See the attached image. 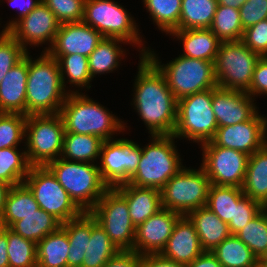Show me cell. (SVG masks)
Masks as SVG:
<instances>
[{"instance_id":"cell-37","label":"cell","mask_w":267,"mask_h":267,"mask_svg":"<svg viewBox=\"0 0 267 267\" xmlns=\"http://www.w3.org/2000/svg\"><path fill=\"white\" fill-rule=\"evenodd\" d=\"M31 165L26 151L20 152L18 147L0 149V180L15 186L22 184L29 173Z\"/></svg>"},{"instance_id":"cell-41","label":"cell","mask_w":267,"mask_h":267,"mask_svg":"<svg viewBox=\"0 0 267 267\" xmlns=\"http://www.w3.org/2000/svg\"><path fill=\"white\" fill-rule=\"evenodd\" d=\"M9 267H37V244L7 227Z\"/></svg>"},{"instance_id":"cell-13","label":"cell","mask_w":267,"mask_h":267,"mask_svg":"<svg viewBox=\"0 0 267 267\" xmlns=\"http://www.w3.org/2000/svg\"><path fill=\"white\" fill-rule=\"evenodd\" d=\"M23 183L33 193L39 207L61 223L75 219L83 213L47 166H31Z\"/></svg>"},{"instance_id":"cell-16","label":"cell","mask_w":267,"mask_h":267,"mask_svg":"<svg viewBox=\"0 0 267 267\" xmlns=\"http://www.w3.org/2000/svg\"><path fill=\"white\" fill-rule=\"evenodd\" d=\"M211 141L216 146L234 149L251 156L267 143V118L257 112L247 121L218 127Z\"/></svg>"},{"instance_id":"cell-19","label":"cell","mask_w":267,"mask_h":267,"mask_svg":"<svg viewBox=\"0 0 267 267\" xmlns=\"http://www.w3.org/2000/svg\"><path fill=\"white\" fill-rule=\"evenodd\" d=\"M253 99L247 92L212 88V109L218 127L251 119L258 112Z\"/></svg>"},{"instance_id":"cell-36","label":"cell","mask_w":267,"mask_h":267,"mask_svg":"<svg viewBox=\"0 0 267 267\" xmlns=\"http://www.w3.org/2000/svg\"><path fill=\"white\" fill-rule=\"evenodd\" d=\"M211 252L223 267H253L258 259L236 235L227 237Z\"/></svg>"},{"instance_id":"cell-14","label":"cell","mask_w":267,"mask_h":267,"mask_svg":"<svg viewBox=\"0 0 267 267\" xmlns=\"http://www.w3.org/2000/svg\"><path fill=\"white\" fill-rule=\"evenodd\" d=\"M141 147L129 139H112L103 142L98 169L101 179L109 187L128 183L137 171Z\"/></svg>"},{"instance_id":"cell-22","label":"cell","mask_w":267,"mask_h":267,"mask_svg":"<svg viewBox=\"0 0 267 267\" xmlns=\"http://www.w3.org/2000/svg\"><path fill=\"white\" fill-rule=\"evenodd\" d=\"M28 79V52L12 67L0 82V113L26 115V84Z\"/></svg>"},{"instance_id":"cell-48","label":"cell","mask_w":267,"mask_h":267,"mask_svg":"<svg viewBox=\"0 0 267 267\" xmlns=\"http://www.w3.org/2000/svg\"><path fill=\"white\" fill-rule=\"evenodd\" d=\"M243 29L267 19V0H247L240 8Z\"/></svg>"},{"instance_id":"cell-3","label":"cell","mask_w":267,"mask_h":267,"mask_svg":"<svg viewBox=\"0 0 267 267\" xmlns=\"http://www.w3.org/2000/svg\"><path fill=\"white\" fill-rule=\"evenodd\" d=\"M68 92L59 112L65 133L95 135L106 141L114 139L112 136L117 132L125 131L124 122L104 106L79 90Z\"/></svg>"},{"instance_id":"cell-29","label":"cell","mask_w":267,"mask_h":267,"mask_svg":"<svg viewBox=\"0 0 267 267\" xmlns=\"http://www.w3.org/2000/svg\"><path fill=\"white\" fill-rule=\"evenodd\" d=\"M104 140L95 135L64 133L61 158L68 161L95 163L100 158Z\"/></svg>"},{"instance_id":"cell-47","label":"cell","mask_w":267,"mask_h":267,"mask_svg":"<svg viewBox=\"0 0 267 267\" xmlns=\"http://www.w3.org/2000/svg\"><path fill=\"white\" fill-rule=\"evenodd\" d=\"M241 41L252 52L267 56V19L245 29Z\"/></svg>"},{"instance_id":"cell-58","label":"cell","mask_w":267,"mask_h":267,"mask_svg":"<svg viewBox=\"0 0 267 267\" xmlns=\"http://www.w3.org/2000/svg\"><path fill=\"white\" fill-rule=\"evenodd\" d=\"M260 260H262L264 263L267 264V250H266V252L261 256Z\"/></svg>"},{"instance_id":"cell-52","label":"cell","mask_w":267,"mask_h":267,"mask_svg":"<svg viewBox=\"0 0 267 267\" xmlns=\"http://www.w3.org/2000/svg\"><path fill=\"white\" fill-rule=\"evenodd\" d=\"M140 267H185V265L165 258L159 253L141 255Z\"/></svg>"},{"instance_id":"cell-54","label":"cell","mask_w":267,"mask_h":267,"mask_svg":"<svg viewBox=\"0 0 267 267\" xmlns=\"http://www.w3.org/2000/svg\"><path fill=\"white\" fill-rule=\"evenodd\" d=\"M7 227L0 228V267H9Z\"/></svg>"},{"instance_id":"cell-45","label":"cell","mask_w":267,"mask_h":267,"mask_svg":"<svg viewBox=\"0 0 267 267\" xmlns=\"http://www.w3.org/2000/svg\"><path fill=\"white\" fill-rule=\"evenodd\" d=\"M42 2L61 24L83 20L85 0H42Z\"/></svg>"},{"instance_id":"cell-24","label":"cell","mask_w":267,"mask_h":267,"mask_svg":"<svg viewBox=\"0 0 267 267\" xmlns=\"http://www.w3.org/2000/svg\"><path fill=\"white\" fill-rule=\"evenodd\" d=\"M186 216L194 224L204 251H212L223 240L232 235L228 224L206 206L192 210Z\"/></svg>"},{"instance_id":"cell-2","label":"cell","mask_w":267,"mask_h":267,"mask_svg":"<svg viewBox=\"0 0 267 267\" xmlns=\"http://www.w3.org/2000/svg\"><path fill=\"white\" fill-rule=\"evenodd\" d=\"M29 54L26 116L58 114L69 94L63 87L58 61L44 51L36 60Z\"/></svg>"},{"instance_id":"cell-8","label":"cell","mask_w":267,"mask_h":267,"mask_svg":"<svg viewBox=\"0 0 267 267\" xmlns=\"http://www.w3.org/2000/svg\"><path fill=\"white\" fill-rule=\"evenodd\" d=\"M218 124L212 109V89L186 96L177 101V121L173 137L190 141L209 142Z\"/></svg>"},{"instance_id":"cell-10","label":"cell","mask_w":267,"mask_h":267,"mask_svg":"<svg viewBox=\"0 0 267 267\" xmlns=\"http://www.w3.org/2000/svg\"><path fill=\"white\" fill-rule=\"evenodd\" d=\"M260 57L242 41L221 42L214 61L218 87L247 92Z\"/></svg>"},{"instance_id":"cell-35","label":"cell","mask_w":267,"mask_h":267,"mask_svg":"<svg viewBox=\"0 0 267 267\" xmlns=\"http://www.w3.org/2000/svg\"><path fill=\"white\" fill-rule=\"evenodd\" d=\"M243 196L242 188L211 184L206 207L223 222L229 224L231 220H235V206Z\"/></svg>"},{"instance_id":"cell-31","label":"cell","mask_w":267,"mask_h":267,"mask_svg":"<svg viewBox=\"0 0 267 267\" xmlns=\"http://www.w3.org/2000/svg\"><path fill=\"white\" fill-rule=\"evenodd\" d=\"M121 42L128 44L125 40L108 37H103L98 43L88 57L89 72L92 79L97 74L110 73L117 69L119 61H122L121 59L125 55V50L121 48L122 45H119L122 44Z\"/></svg>"},{"instance_id":"cell-18","label":"cell","mask_w":267,"mask_h":267,"mask_svg":"<svg viewBox=\"0 0 267 267\" xmlns=\"http://www.w3.org/2000/svg\"><path fill=\"white\" fill-rule=\"evenodd\" d=\"M182 215L162 208L136 227L133 251L139 255L159 254Z\"/></svg>"},{"instance_id":"cell-40","label":"cell","mask_w":267,"mask_h":267,"mask_svg":"<svg viewBox=\"0 0 267 267\" xmlns=\"http://www.w3.org/2000/svg\"><path fill=\"white\" fill-rule=\"evenodd\" d=\"M209 29L222 42L241 41L244 29L240 20L239 9L217 5L214 19Z\"/></svg>"},{"instance_id":"cell-6","label":"cell","mask_w":267,"mask_h":267,"mask_svg":"<svg viewBox=\"0 0 267 267\" xmlns=\"http://www.w3.org/2000/svg\"><path fill=\"white\" fill-rule=\"evenodd\" d=\"M151 138L152 142L141 148L137 171L128 184L161 190L184 165L172 134L151 135Z\"/></svg>"},{"instance_id":"cell-11","label":"cell","mask_w":267,"mask_h":267,"mask_svg":"<svg viewBox=\"0 0 267 267\" xmlns=\"http://www.w3.org/2000/svg\"><path fill=\"white\" fill-rule=\"evenodd\" d=\"M103 37L119 38L143 47L134 17L113 0H85L82 20Z\"/></svg>"},{"instance_id":"cell-5","label":"cell","mask_w":267,"mask_h":267,"mask_svg":"<svg viewBox=\"0 0 267 267\" xmlns=\"http://www.w3.org/2000/svg\"><path fill=\"white\" fill-rule=\"evenodd\" d=\"M82 212H90L109 188L97 164L68 161L61 157L46 165Z\"/></svg>"},{"instance_id":"cell-50","label":"cell","mask_w":267,"mask_h":267,"mask_svg":"<svg viewBox=\"0 0 267 267\" xmlns=\"http://www.w3.org/2000/svg\"><path fill=\"white\" fill-rule=\"evenodd\" d=\"M141 255L135 251H119L103 267H140Z\"/></svg>"},{"instance_id":"cell-49","label":"cell","mask_w":267,"mask_h":267,"mask_svg":"<svg viewBox=\"0 0 267 267\" xmlns=\"http://www.w3.org/2000/svg\"><path fill=\"white\" fill-rule=\"evenodd\" d=\"M247 93L251 97L267 95V56L260 57L258 60Z\"/></svg>"},{"instance_id":"cell-27","label":"cell","mask_w":267,"mask_h":267,"mask_svg":"<svg viewBox=\"0 0 267 267\" xmlns=\"http://www.w3.org/2000/svg\"><path fill=\"white\" fill-rule=\"evenodd\" d=\"M61 228L67 233L70 244L68 267H81L91 237L92 215L90 212H83L79 217L62 223Z\"/></svg>"},{"instance_id":"cell-9","label":"cell","mask_w":267,"mask_h":267,"mask_svg":"<svg viewBox=\"0 0 267 267\" xmlns=\"http://www.w3.org/2000/svg\"><path fill=\"white\" fill-rule=\"evenodd\" d=\"M210 185L201 166L199 169L183 167L160 190L162 208L186 216L192 210L205 207Z\"/></svg>"},{"instance_id":"cell-34","label":"cell","mask_w":267,"mask_h":267,"mask_svg":"<svg viewBox=\"0 0 267 267\" xmlns=\"http://www.w3.org/2000/svg\"><path fill=\"white\" fill-rule=\"evenodd\" d=\"M217 5V0H182L179 30L209 29Z\"/></svg>"},{"instance_id":"cell-21","label":"cell","mask_w":267,"mask_h":267,"mask_svg":"<svg viewBox=\"0 0 267 267\" xmlns=\"http://www.w3.org/2000/svg\"><path fill=\"white\" fill-rule=\"evenodd\" d=\"M203 252L194 224L187 216H181L160 254L186 266Z\"/></svg>"},{"instance_id":"cell-7","label":"cell","mask_w":267,"mask_h":267,"mask_svg":"<svg viewBox=\"0 0 267 267\" xmlns=\"http://www.w3.org/2000/svg\"><path fill=\"white\" fill-rule=\"evenodd\" d=\"M64 124L60 114L27 116L25 124L26 156L31 166H46L62 154Z\"/></svg>"},{"instance_id":"cell-55","label":"cell","mask_w":267,"mask_h":267,"mask_svg":"<svg viewBox=\"0 0 267 267\" xmlns=\"http://www.w3.org/2000/svg\"><path fill=\"white\" fill-rule=\"evenodd\" d=\"M10 185L0 180V217L3 214L5 208V200L10 189Z\"/></svg>"},{"instance_id":"cell-53","label":"cell","mask_w":267,"mask_h":267,"mask_svg":"<svg viewBox=\"0 0 267 267\" xmlns=\"http://www.w3.org/2000/svg\"><path fill=\"white\" fill-rule=\"evenodd\" d=\"M185 267H223L211 251H204Z\"/></svg>"},{"instance_id":"cell-46","label":"cell","mask_w":267,"mask_h":267,"mask_svg":"<svg viewBox=\"0 0 267 267\" xmlns=\"http://www.w3.org/2000/svg\"><path fill=\"white\" fill-rule=\"evenodd\" d=\"M265 207L248 196H243L235 206V220L228 224L232 235H236L242 228L256 217Z\"/></svg>"},{"instance_id":"cell-57","label":"cell","mask_w":267,"mask_h":267,"mask_svg":"<svg viewBox=\"0 0 267 267\" xmlns=\"http://www.w3.org/2000/svg\"><path fill=\"white\" fill-rule=\"evenodd\" d=\"M253 267H267V264L264 263L262 260L257 259Z\"/></svg>"},{"instance_id":"cell-32","label":"cell","mask_w":267,"mask_h":267,"mask_svg":"<svg viewBox=\"0 0 267 267\" xmlns=\"http://www.w3.org/2000/svg\"><path fill=\"white\" fill-rule=\"evenodd\" d=\"M118 252L119 249L92 216L91 237L81 267H103Z\"/></svg>"},{"instance_id":"cell-1","label":"cell","mask_w":267,"mask_h":267,"mask_svg":"<svg viewBox=\"0 0 267 267\" xmlns=\"http://www.w3.org/2000/svg\"><path fill=\"white\" fill-rule=\"evenodd\" d=\"M139 58L132 105L150 135H171L177 121V100L158 67L147 56Z\"/></svg>"},{"instance_id":"cell-26","label":"cell","mask_w":267,"mask_h":267,"mask_svg":"<svg viewBox=\"0 0 267 267\" xmlns=\"http://www.w3.org/2000/svg\"><path fill=\"white\" fill-rule=\"evenodd\" d=\"M241 188L245 196L267 207V143L249 156Z\"/></svg>"},{"instance_id":"cell-56","label":"cell","mask_w":267,"mask_h":267,"mask_svg":"<svg viewBox=\"0 0 267 267\" xmlns=\"http://www.w3.org/2000/svg\"><path fill=\"white\" fill-rule=\"evenodd\" d=\"M247 0H217L218 5L239 9Z\"/></svg>"},{"instance_id":"cell-17","label":"cell","mask_w":267,"mask_h":267,"mask_svg":"<svg viewBox=\"0 0 267 267\" xmlns=\"http://www.w3.org/2000/svg\"><path fill=\"white\" fill-rule=\"evenodd\" d=\"M61 23L57 20L52 11L41 1L27 16L18 20L8 32L27 51V45L39 46L49 43L44 49L47 52L56 37Z\"/></svg>"},{"instance_id":"cell-42","label":"cell","mask_w":267,"mask_h":267,"mask_svg":"<svg viewBox=\"0 0 267 267\" xmlns=\"http://www.w3.org/2000/svg\"><path fill=\"white\" fill-rule=\"evenodd\" d=\"M236 236L260 259L267 250V207L249 221Z\"/></svg>"},{"instance_id":"cell-25","label":"cell","mask_w":267,"mask_h":267,"mask_svg":"<svg viewBox=\"0 0 267 267\" xmlns=\"http://www.w3.org/2000/svg\"><path fill=\"white\" fill-rule=\"evenodd\" d=\"M170 35L181 39L184 48L182 56L215 61L221 40L210 29L174 30Z\"/></svg>"},{"instance_id":"cell-20","label":"cell","mask_w":267,"mask_h":267,"mask_svg":"<svg viewBox=\"0 0 267 267\" xmlns=\"http://www.w3.org/2000/svg\"><path fill=\"white\" fill-rule=\"evenodd\" d=\"M102 39L98 31L83 21L63 23L47 52L50 55L81 54L89 57Z\"/></svg>"},{"instance_id":"cell-4","label":"cell","mask_w":267,"mask_h":267,"mask_svg":"<svg viewBox=\"0 0 267 267\" xmlns=\"http://www.w3.org/2000/svg\"><path fill=\"white\" fill-rule=\"evenodd\" d=\"M146 48H140L142 49L140 55L147 56L163 73L177 101L218 86L214 62L179 55L169 63L162 65L154 51L149 47Z\"/></svg>"},{"instance_id":"cell-43","label":"cell","mask_w":267,"mask_h":267,"mask_svg":"<svg viewBox=\"0 0 267 267\" xmlns=\"http://www.w3.org/2000/svg\"><path fill=\"white\" fill-rule=\"evenodd\" d=\"M27 116L21 113H0V149L18 147L25 138Z\"/></svg>"},{"instance_id":"cell-33","label":"cell","mask_w":267,"mask_h":267,"mask_svg":"<svg viewBox=\"0 0 267 267\" xmlns=\"http://www.w3.org/2000/svg\"><path fill=\"white\" fill-rule=\"evenodd\" d=\"M61 224L52 214L40 208L34 213L25 216L24 219L15 222L10 229L37 244L46 235L56 232L61 227Z\"/></svg>"},{"instance_id":"cell-38","label":"cell","mask_w":267,"mask_h":267,"mask_svg":"<svg viewBox=\"0 0 267 267\" xmlns=\"http://www.w3.org/2000/svg\"><path fill=\"white\" fill-rule=\"evenodd\" d=\"M53 58L57 59L63 87L66 88L67 83L80 88H91L92 77L89 72L88 57L81 54H71V55H51ZM67 78H66V77Z\"/></svg>"},{"instance_id":"cell-15","label":"cell","mask_w":267,"mask_h":267,"mask_svg":"<svg viewBox=\"0 0 267 267\" xmlns=\"http://www.w3.org/2000/svg\"><path fill=\"white\" fill-rule=\"evenodd\" d=\"M201 167L210 183L218 186L241 188L244 182L249 155L230 148L216 146L212 141L201 145Z\"/></svg>"},{"instance_id":"cell-39","label":"cell","mask_w":267,"mask_h":267,"mask_svg":"<svg viewBox=\"0 0 267 267\" xmlns=\"http://www.w3.org/2000/svg\"><path fill=\"white\" fill-rule=\"evenodd\" d=\"M143 3L159 30L169 35L179 30L182 0H143Z\"/></svg>"},{"instance_id":"cell-51","label":"cell","mask_w":267,"mask_h":267,"mask_svg":"<svg viewBox=\"0 0 267 267\" xmlns=\"http://www.w3.org/2000/svg\"><path fill=\"white\" fill-rule=\"evenodd\" d=\"M9 5H13L14 7L19 9L18 18L9 21V23L5 25L2 31H8L18 20L27 16L34 8H36L42 0H7ZM26 1V2H25ZM12 6V7H13Z\"/></svg>"},{"instance_id":"cell-23","label":"cell","mask_w":267,"mask_h":267,"mask_svg":"<svg viewBox=\"0 0 267 267\" xmlns=\"http://www.w3.org/2000/svg\"><path fill=\"white\" fill-rule=\"evenodd\" d=\"M127 200L135 227L162 209L160 190L124 183L115 187Z\"/></svg>"},{"instance_id":"cell-30","label":"cell","mask_w":267,"mask_h":267,"mask_svg":"<svg viewBox=\"0 0 267 267\" xmlns=\"http://www.w3.org/2000/svg\"><path fill=\"white\" fill-rule=\"evenodd\" d=\"M67 233L60 227L37 243V267H68Z\"/></svg>"},{"instance_id":"cell-44","label":"cell","mask_w":267,"mask_h":267,"mask_svg":"<svg viewBox=\"0 0 267 267\" xmlns=\"http://www.w3.org/2000/svg\"><path fill=\"white\" fill-rule=\"evenodd\" d=\"M27 52L8 31L0 32V82Z\"/></svg>"},{"instance_id":"cell-28","label":"cell","mask_w":267,"mask_h":267,"mask_svg":"<svg viewBox=\"0 0 267 267\" xmlns=\"http://www.w3.org/2000/svg\"><path fill=\"white\" fill-rule=\"evenodd\" d=\"M33 193L24 184L11 186L5 200V208L0 217L1 226L10 228L15 222L39 210Z\"/></svg>"},{"instance_id":"cell-12","label":"cell","mask_w":267,"mask_h":267,"mask_svg":"<svg viewBox=\"0 0 267 267\" xmlns=\"http://www.w3.org/2000/svg\"><path fill=\"white\" fill-rule=\"evenodd\" d=\"M90 214L119 251H133L136 227L131 221L126 198L115 187L104 192Z\"/></svg>"}]
</instances>
